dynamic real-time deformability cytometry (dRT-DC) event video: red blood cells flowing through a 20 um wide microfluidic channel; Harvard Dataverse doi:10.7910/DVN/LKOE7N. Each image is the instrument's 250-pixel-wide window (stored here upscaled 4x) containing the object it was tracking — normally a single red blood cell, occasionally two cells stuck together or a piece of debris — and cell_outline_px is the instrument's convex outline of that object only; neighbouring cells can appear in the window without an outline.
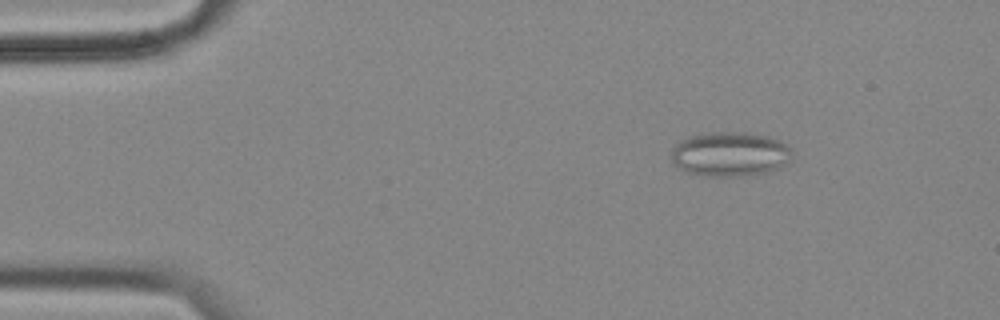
{"species": "common noctule bat (a hibernating species)", "species_latin": "Nyctalus noctula", "temperature_condition": "cold", "stored_images_in_passage": 56, "camera_frame_rate_fps": 3000, "um_per_image_px": 0.085, "animal": {"sex": "female", "body_mass_g": 18.4}, "frame": {"image": 1, "passage_image": 8, "time_ms": 2.333, "image_size_px": [1000, 320], "cell_outline_px": [[788, 160], [780, 168], [768, 172], [744, 176], [704, 176], [688, 172], [676, 168], [672, 164], [672, 148], [676, 144], [692, 136], [712, 132], [744, 132], [764, 136], [788, 144]], "centroid_in_image_um": [61.99, 13.12], "position_along_channel_um": 23.0, "area_um2": 30.98}}
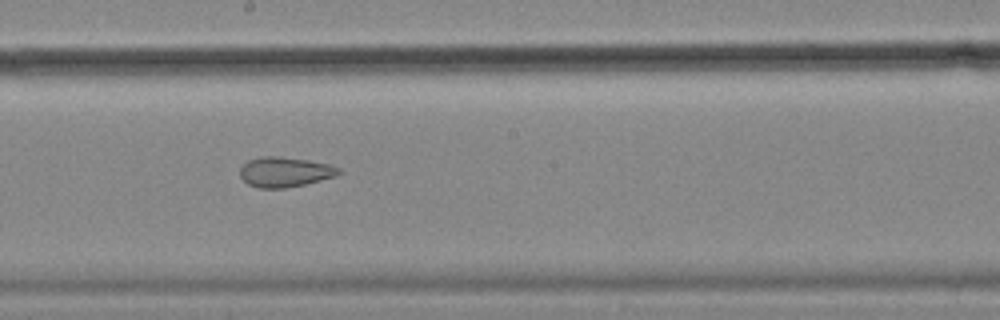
{"frame": {"image": 2, "passage_image": 31, "time_ms": 10.0, "image_size_px": [1000, 320], "cell_outline_px": [[344, 172], [336, 176], [304, 184], [284, 188], [260, 188], [248, 184], [240, 176], [240, 168], [248, 160], [264, 156], [280, 156], [308, 160], [328, 164], [340, 168]], "centroid_in_image_um": [24.23, 14.61], "position_along_channel_um": 224.0, "area_um2": 17.22}}
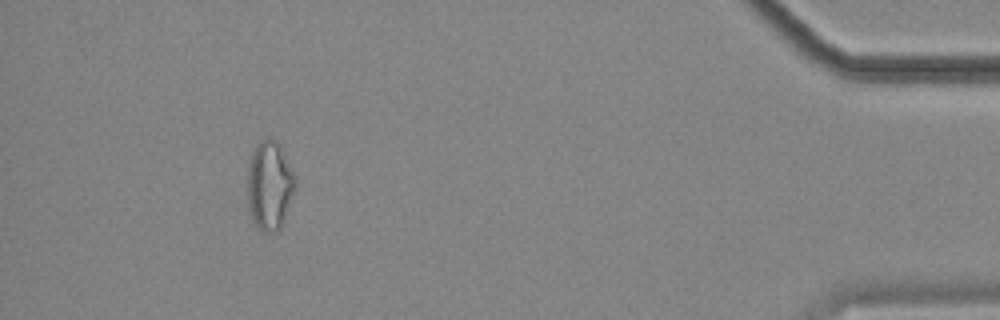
{"frame": {"image": 3, "passage_image": 52, "time_ms": 17.0, "image_size_px": [1000, 320], "cell_outline_px": [[296, 188], [280, 228], [268, 232], [264, 232], [256, 228], [252, 220], [248, 208], [248, 164], [252, 152], [256, 144], [260, 140], [268, 136], [276, 140], [280, 144], [296, 176]], "centroid_in_image_um": [22.92, 15.72], "position_along_channel_um": 412.3, "area_um2": 25.14}, "authors_computed_cell_mechanics": {"area_um2": 22.542, "velocity_mm_per_s": 3.5577, "shape_relaxation_time_tau1_ms": null, "shape_relaxation_time_tau2_ms": 3.1014, "deformation_change_tau1": null, "deformation_change_tau2": 0.1013}}